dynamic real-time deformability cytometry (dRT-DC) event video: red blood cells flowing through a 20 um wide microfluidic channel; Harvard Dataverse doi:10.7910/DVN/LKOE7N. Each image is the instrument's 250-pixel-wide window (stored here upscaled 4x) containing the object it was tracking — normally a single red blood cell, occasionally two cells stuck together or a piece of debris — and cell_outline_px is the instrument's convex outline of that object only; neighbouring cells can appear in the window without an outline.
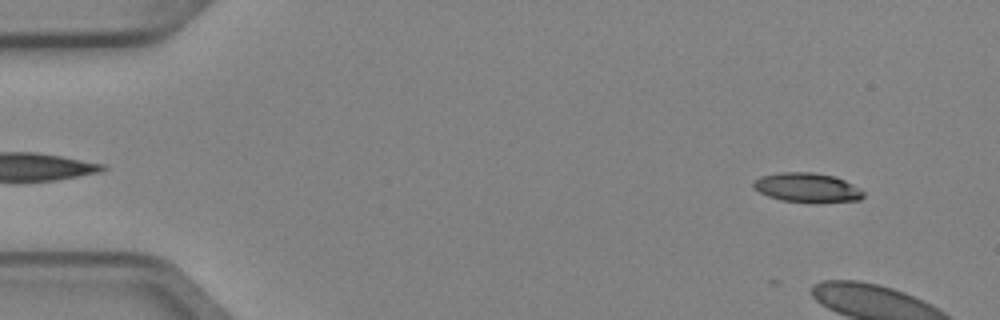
{"species": "Egyptian fruit bat (a non-hibernating species)", "species_latin": "Rousettus aegyptiacus", "temperature_condition": "cold", "stored_images_in_passage": 5, "segment_of_instrument_passage": [1, 2], "camera_frame_rate_fps": 3000, "um_per_image_px": 0.085, "animal": {"sex": "female"}, "frame": {"image": 1, "passage_image": 1, "time_ms": 0.0, "image_size_px": [1000, 320], "cell_outline_px": [[864, 196], [860, 200], [780, 200], [768, 196], [752, 188], [752, 180], [760, 176], [780, 172], [812, 172], [836, 176], [860, 188], [864, 192]], "centroid_in_image_um": [68.54, 15.89], "position_along_channel_um": 16.5, "area_um2": 18.26}}